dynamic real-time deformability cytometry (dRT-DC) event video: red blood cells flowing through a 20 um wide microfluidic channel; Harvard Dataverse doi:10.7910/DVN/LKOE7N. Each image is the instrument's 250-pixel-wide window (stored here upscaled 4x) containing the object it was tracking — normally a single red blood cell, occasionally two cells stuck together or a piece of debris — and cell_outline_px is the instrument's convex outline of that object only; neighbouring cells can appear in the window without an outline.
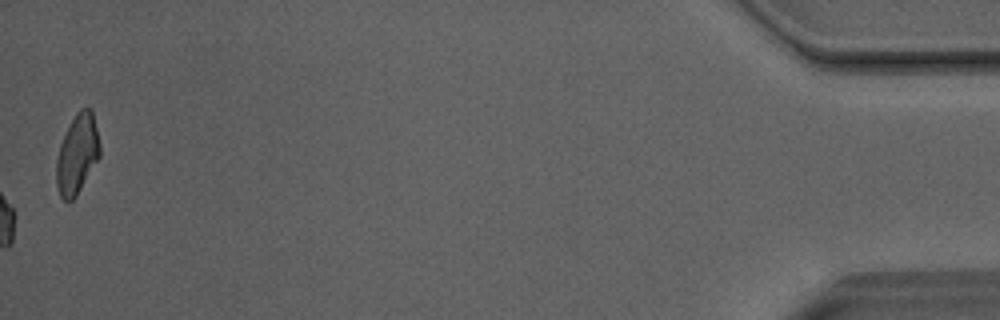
{"species": "Egyptian fruit bat (a non-hibernating species)", "species_latin": "Rousettus aegyptiacus", "temperature_condition": "room temperature", "stored_images_in_passage": 51, "camera_frame_rate_fps": 3000, "um_per_image_px": 0.085, "animal": {"sex": "male"}, "frame": {"image": 1, "passage_image": 51, "time_ms": 16.667, "image_size_px": [1000, 320], "cell_outline_px": [[100, 156], [76, 196], [72, 200], [64, 200], [60, 196], [56, 184], [56, 160], [60, 144], [76, 112], [80, 108], [92, 108], [100, 144]], "centroid_in_image_um": [6.57, 13.09], "position_along_channel_um": 428.6, "area_um2": 20.0}}